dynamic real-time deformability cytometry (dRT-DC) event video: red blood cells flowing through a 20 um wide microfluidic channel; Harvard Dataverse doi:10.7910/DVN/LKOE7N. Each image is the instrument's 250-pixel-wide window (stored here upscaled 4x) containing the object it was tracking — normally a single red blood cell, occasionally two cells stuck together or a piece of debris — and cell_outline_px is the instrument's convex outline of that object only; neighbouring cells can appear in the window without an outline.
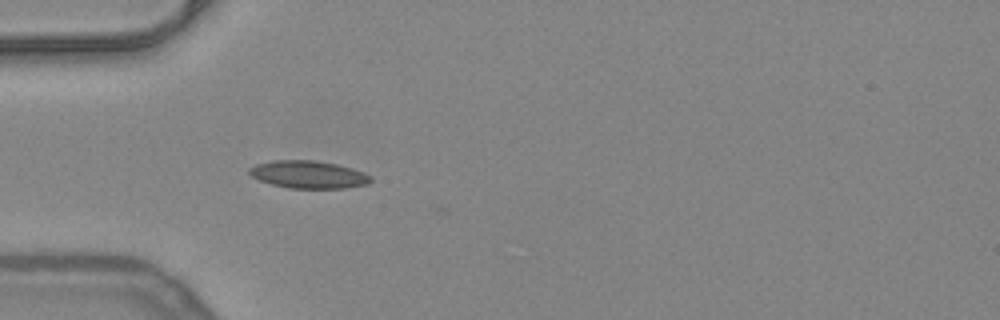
{"species": "common noctule bat (a hibernating species)", "species_latin": "Nyctalus noctula", "temperature_condition": "warm", "stored_images_in_passage": 4, "camera_frame_rate_fps": 3000, "um_per_image_px": 0.085, "animal": {"sex": "female", "body_mass_g": 24.6, "forearm_length_mm": 56.2}, "frame": {"image": 1, "passage_image": 2, "time_ms": 0.333, "image_size_px": [1000, 320], "cell_outline_px": [[372, 180], [368, 184], [344, 188], [288, 188], [272, 184], [260, 180], [252, 176], [248, 172], [248, 168], [256, 164], [272, 160], [316, 160], [336, 164], [352, 168], [364, 172], [372, 176]], "centroid_in_image_um": [26.23, 14.83], "position_along_channel_um": 58.8, "area_um2": 19.59}}